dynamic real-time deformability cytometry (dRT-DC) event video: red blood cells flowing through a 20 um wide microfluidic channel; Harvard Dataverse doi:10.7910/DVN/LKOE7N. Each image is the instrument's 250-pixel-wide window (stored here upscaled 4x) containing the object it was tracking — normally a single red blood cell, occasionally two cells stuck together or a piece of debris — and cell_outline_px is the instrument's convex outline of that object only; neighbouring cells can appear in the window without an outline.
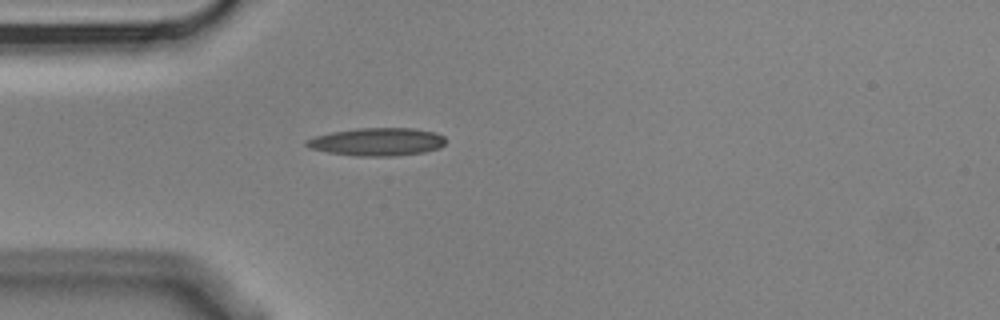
{"species": "Egyptian fruit bat (a non-hibernating species)", "species_latin": "Rousettus aegyptiacus", "temperature_condition": "cold", "stored_images_in_passage": 1, "camera_frame_rate_fps": 3000, "um_per_image_px": 0.085, "animal": {"sex": "male"}, "frame": {"image": 1, "passage_image": 1, "time_ms": 0.0, "image_size_px": [1000, 320], "cell_outline_px": [[444, 144], [440, 148], [424, 152], [392, 156], [356, 156], [328, 152], [312, 148], [304, 144], [308, 140], [316, 136], [332, 132], [356, 128], [416, 128], [436, 132], [444, 136]], "centroid_in_image_um": [32.11, 12.05], "position_along_channel_um": 52.9, "area_um2": 22.54}}